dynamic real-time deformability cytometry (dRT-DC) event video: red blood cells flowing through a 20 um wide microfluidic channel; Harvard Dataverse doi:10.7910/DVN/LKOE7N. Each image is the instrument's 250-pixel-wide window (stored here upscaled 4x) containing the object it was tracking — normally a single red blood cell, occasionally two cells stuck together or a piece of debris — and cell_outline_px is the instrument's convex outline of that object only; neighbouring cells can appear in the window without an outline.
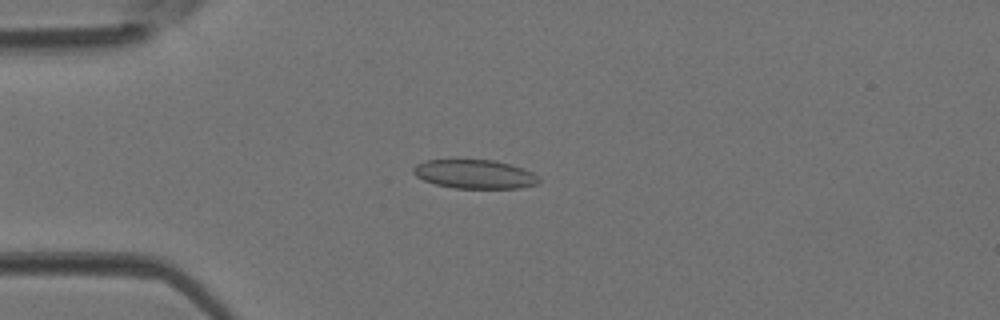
{"species": "Egyptian fruit bat (a non-hibernating species)", "species_latin": "Rousettus aegyptiacus", "temperature_condition": "room temperature", "stored_images_in_passage": 16, "camera_frame_rate_fps": 3000, "um_per_image_px": 0.085, "animal": {"sex": "female"}, "frame": {"image": 1, "passage_image": 11, "time_ms": 3.333, "image_size_px": [1000, 320], "cell_outline_px": [[540, 180], [536, 184], [520, 188], [456, 188], [436, 184], [424, 180], [416, 176], [412, 172], [412, 168], [416, 164], [424, 160], [492, 160], [524, 168], [532, 172]], "centroid_in_image_um": [40.32, 14.8], "position_along_channel_um": 44.7, "area_um2": 20.98}}
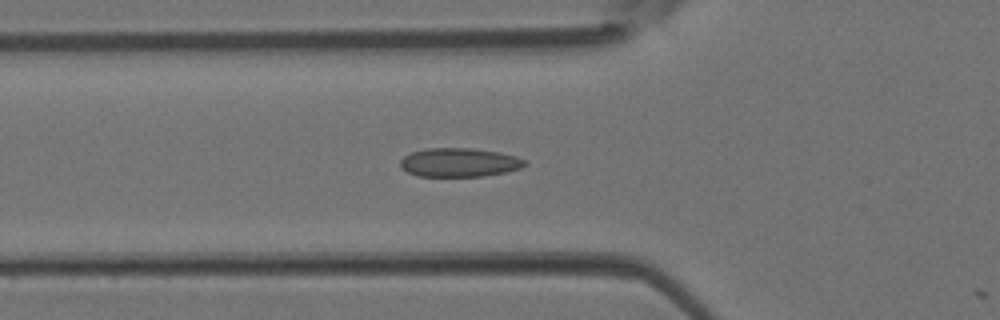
{"frame": {"image": 2, "passage_image": 15, "time_ms": 4.667, "image_size_px": [1000, 320], "cell_outline_px": [[528, 164], [520, 168], [504, 172], [484, 176], [416, 176], [400, 168], [400, 160], [404, 156], [412, 152], [428, 148], [472, 148], [500, 152], [516, 156], [524, 160]], "centroid_in_image_um": [39.02, 13.8], "position_along_channel_um": 86.8, "area_um2": 20.92}}